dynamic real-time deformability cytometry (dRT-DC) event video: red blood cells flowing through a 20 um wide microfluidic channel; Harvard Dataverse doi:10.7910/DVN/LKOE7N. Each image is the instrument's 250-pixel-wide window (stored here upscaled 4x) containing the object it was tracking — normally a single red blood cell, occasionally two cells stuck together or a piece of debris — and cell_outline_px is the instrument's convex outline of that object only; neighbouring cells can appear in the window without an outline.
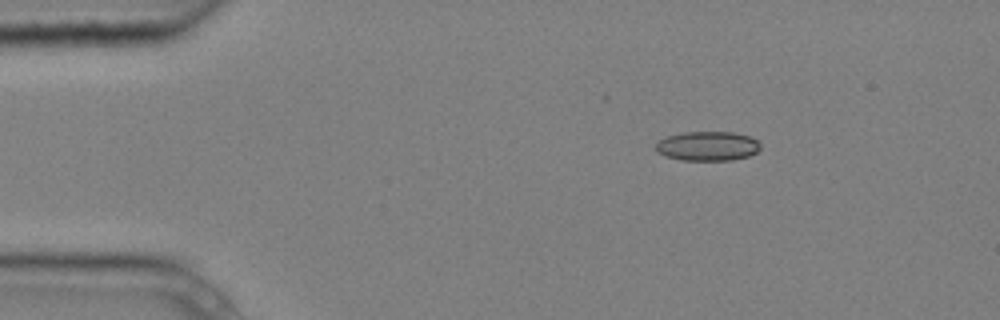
{"species": "common noctule bat (a hibernating species)", "species_latin": "Nyctalus noctula", "temperature_condition": "cold", "stored_images_in_passage": 3, "camera_frame_rate_fps": 3000, "um_per_image_px": 0.085, "animal": {"sex": "male", "body_mass_g": 20.4}, "frame": {"image": 1, "passage_image": 1, "time_ms": 0.0, "image_size_px": [1000, 320], "cell_outline_px": [[760, 148], [756, 152], [748, 156], [732, 160], [680, 160], [664, 156], [656, 152], [656, 144], [660, 140], [668, 136], [680, 132], [732, 132], [748, 136], [756, 140], [760, 144]], "centroid_in_image_um": [60.11, 12.42], "position_along_channel_um": 24.9, "area_um2": 17.92}}